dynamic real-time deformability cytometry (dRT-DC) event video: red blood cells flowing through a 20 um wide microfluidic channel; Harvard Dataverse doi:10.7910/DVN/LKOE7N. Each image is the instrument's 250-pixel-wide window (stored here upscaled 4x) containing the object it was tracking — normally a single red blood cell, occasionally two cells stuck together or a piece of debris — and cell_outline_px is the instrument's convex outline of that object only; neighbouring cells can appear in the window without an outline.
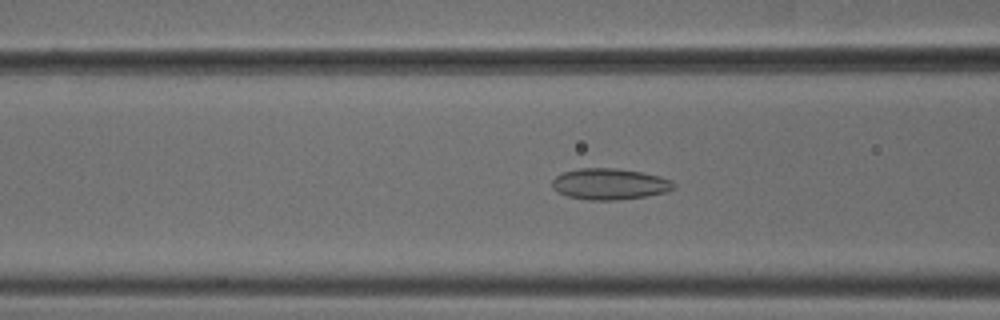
{"species": "common noctule bat (a hibernating species)", "species_latin": "Nyctalus noctula", "temperature_condition": "cold", "stored_images_in_passage": 46, "camera_frame_rate_fps": 3000, "um_per_image_px": 0.085, "animal": {"sex": "male", "body_mass_g": 18.8}, "frame": {"image": 1, "passage_image": 14, "time_ms": 4.333, "image_size_px": [1000, 320], "cell_outline_px": [[676, 188], [668, 192], [644, 196], [616, 200], [588, 200], [568, 196], [552, 188], [552, 180], [560, 172], [580, 168], [620, 168], [660, 176], [672, 180], [676, 184]], "centroid_in_image_um": [51.84, 15.63], "position_along_channel_um": 114.8, "area_um2": 22.25}}
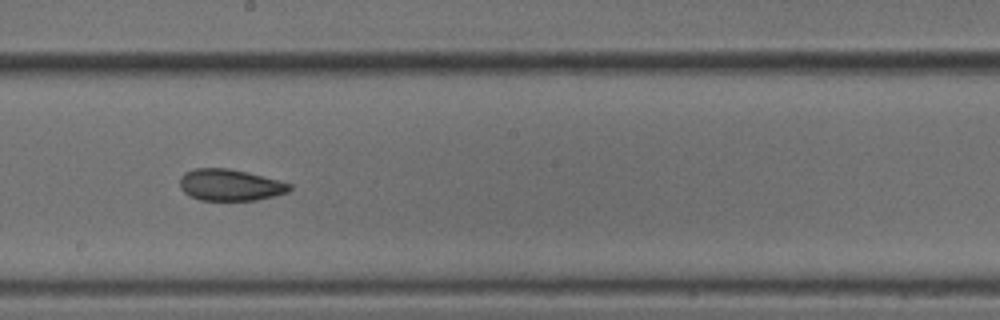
{"frame": {"image": 2, "passage_image": 23, "time_ms": 7.333, "image_size_px": [1000, 320], "cell_outline_px": [[292, 188], [288, 192], [256, 200], [200, 200], [188, 196], [180, 188], [180, 176], [184, 172], [192, 168], [228, 168], [292, 184]], "centroid_in_image_um": [19.49, 15.72], "position_along_channel_um": 228.7, "area_um2": 20.06}}
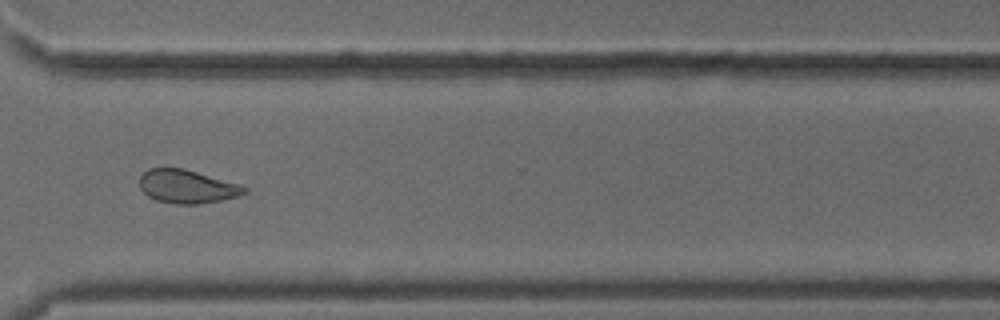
{"frame": {"image": 3, "passage_image": 33, "time_ms": 10.667, "image_size_px": [1000, 320], "cell_outline_px": [[248, 192], [236, 196], [220, 200], [196, 204], [172, 204], [156, 200], [148, 196], [140, 188], [140, 176], [148, 168], [184, 168], [240, 184], [248, 188]], "centroid_in_image_um": [15.89, 15.85], "position_along_channel_um": 354.7, "area_um2": 20.4}, "authors_computed_cell_mechanics": {"area_um2": 21.3282, "velocity_mm_per_s": 3.7816, "shape_relaxation_time_tau1_ms": null, "shape_relaxation_time_tau2_ms": 2.0804, "deformation_change_tau1": null, "deformation_change_tau2": 0.0786}}